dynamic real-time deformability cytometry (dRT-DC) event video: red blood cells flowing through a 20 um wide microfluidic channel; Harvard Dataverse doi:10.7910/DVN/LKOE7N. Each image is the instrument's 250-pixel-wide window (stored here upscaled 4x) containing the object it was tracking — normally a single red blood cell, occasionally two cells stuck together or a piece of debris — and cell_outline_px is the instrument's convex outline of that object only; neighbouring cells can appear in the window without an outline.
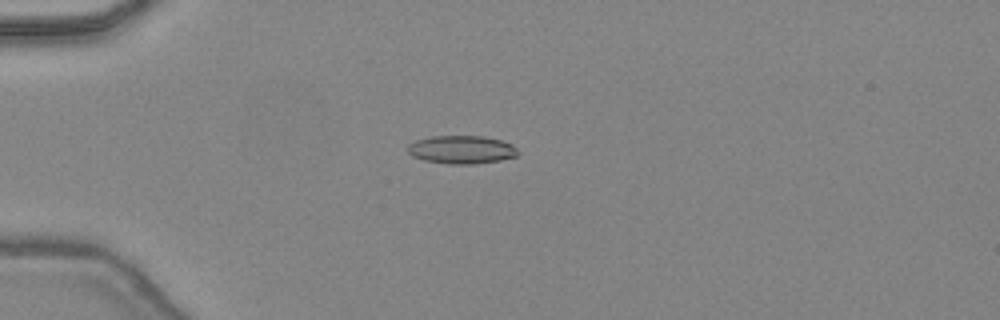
{"species": "common noctule bat (a hibernating species)", "species_latin": "Nyctalus noctula", "temperature_condition": "warm", "stored_images_in_passage": 46, "camera_frame_rate_fps": 3000, "um_per_image_px": 0.085, "animal": {"sex": "female", "body_mass_g": 24.6, "forearm_length_mm": 56.2}, "frame": {"image": 1, "passage_image": 13, "time_ms": 4.0, "image_size_px": [1000, 320], "cell_outline_px": [[520, 152], [516, 156], [500, 160], [472, 164], [448, 164], [424, 160], [412, 156], [408, 152], [408, 144], [416, 140], [432, 136], [484, 136], [500, 140], [512, 144]], "centroid_in_image_um": [39.23, 12.72], "position_along_channel_um": 45.8, "area_um2": 18.09}}
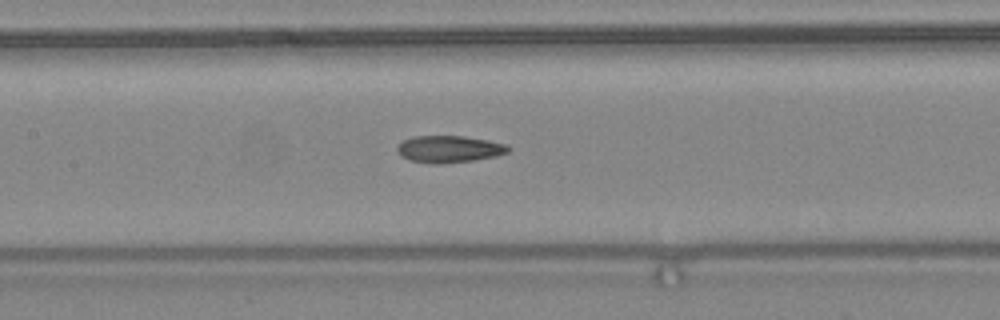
{"frame": {"image": 2, "passage_image": 23, "time_ms": 7.333, "image_size_px": [1000, 320], "cell_outline_px": [[508, 152], [496, 156], [472, 160], [436, 164], [432, 164], [412, 160], [400, 156], [396, 148], [404, 140], [412, 136], [464, 136], [488, 140], [508, 144]], "centroid_in_image_um": [38.17, 12.66], "position_along_channel_um": 169.2, "area_um2": 17.28}}
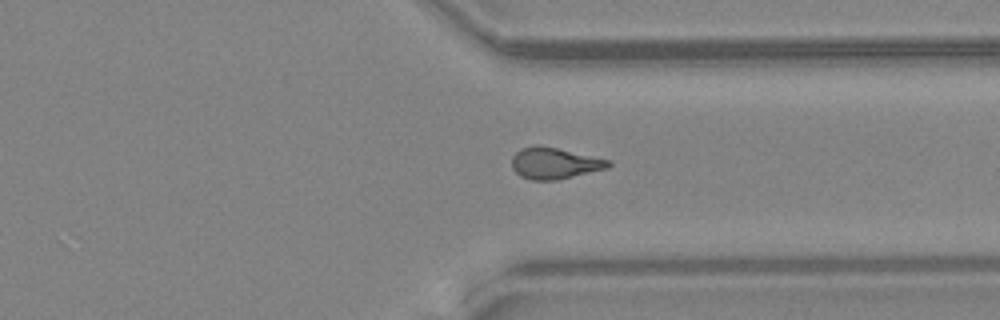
{"frame": {"image": 3, "passage_image": 36, "time_ms": 11.667, "image_size_px": [1000, 320], "cell_outline_px": [[612, 164], [608, 168], [556, 180], [532, 180], [520, 176], [512, 168], [512, 156], [520, 148], [536, 144], [540, 144], [612, 160]], "centroid_in_image_um": [47.13, 13.85], "position_along_channel_um": 364.3, "area_um2": 17.86}, "authors_computed_cell_mechanics": {"area_um2": 17.34, "velocity_mm_per_s": 4.5106, "shape_relaxation_time_tau1_ms": null, "shape_relaxation_time_tau2_ms": 2.7931, "deformation_change_tau1": null, "deformation_change_tau2": 0.1244}}